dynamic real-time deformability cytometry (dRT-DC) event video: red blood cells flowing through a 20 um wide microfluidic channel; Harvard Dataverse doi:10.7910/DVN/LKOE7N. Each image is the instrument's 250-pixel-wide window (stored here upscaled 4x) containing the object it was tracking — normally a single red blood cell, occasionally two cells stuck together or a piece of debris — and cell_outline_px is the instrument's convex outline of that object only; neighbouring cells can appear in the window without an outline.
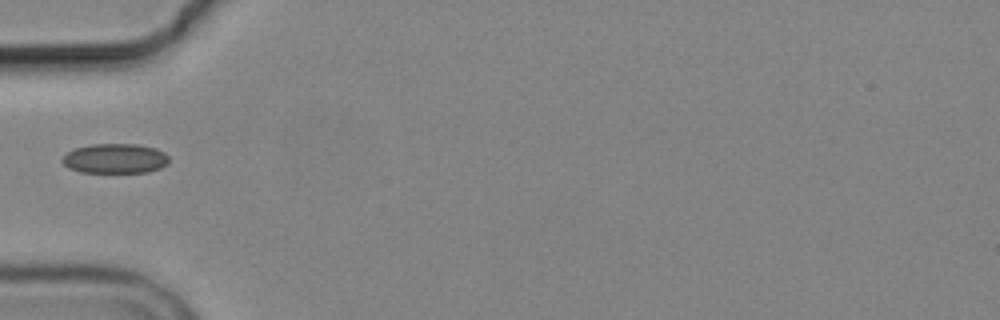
{"species": "common noctule bat (a hibernating species)", "species_latin": "Nyctalus noctula", "temperature_condition": "cold", "stored_images_in_passage": 6, "camera_frame_rate_fps": 3000, "um_per_image_px": 0.085, "animal": {"sex": "male", "body_mass_g": 19.2, "forearm_length_mm": 51.8}, "frame": {"image": 1, "passage_image": 6, "time_ms": 6.0, "image_size_px": [1000, 320], "cell_outline_px": [[168, 164], [160, 168], [148, 172], [80, 172], [68, 168], [60, 160], [68, 152], [76, 148], [92, 144], [136, 144], [156, 148], [164, 152], [168, 156]], "centroid_in_image_um": [9.79, 13.47], "position_along_channel_um": 75.2, "area_um2": 18.5}}